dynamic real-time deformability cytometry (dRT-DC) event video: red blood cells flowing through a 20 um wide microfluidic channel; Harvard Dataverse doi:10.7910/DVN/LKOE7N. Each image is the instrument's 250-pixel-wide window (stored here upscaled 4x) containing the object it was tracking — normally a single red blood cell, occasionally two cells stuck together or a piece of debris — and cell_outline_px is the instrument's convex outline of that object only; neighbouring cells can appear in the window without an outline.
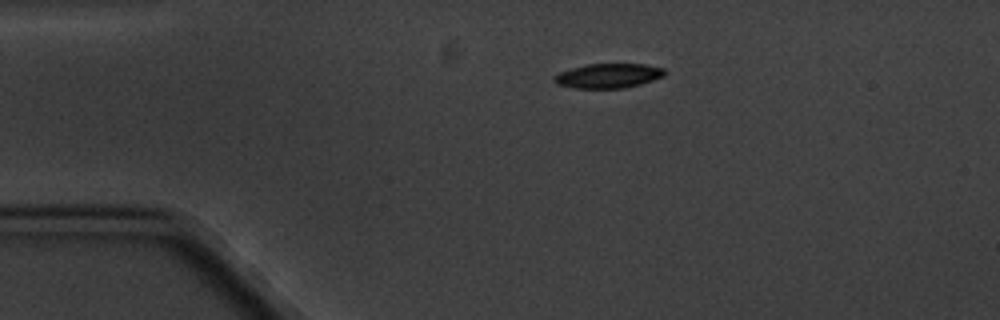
{"species": "common noctule bat (a hibernating species)", "species_latin": "Nyctalus noctula", "temperature_condition": "cold", "stored_images_in_passage": 8, "camera_frame_rate_fps": 3000, "um_per_image_px": 0.085, "animal": {"sex": "male", "body_mass_g": 20.1, "forearm_length_mm": 53.5}, "frame": {"image": 1, "passage_image": 1, "time_ms": 0.0, "image_size_px": [1000, 320], "cell_outline_px": [[668, 72], [664, 76], [640, 84], [624, 88], [572, 88], [556, 84], [552, 80], [552, 76], [560, 72], [572, 68], [588, 64], [644, 64], [664, 68]], "centroid_in_image_um": [51.69, 6.44], "position_along_channel_um": 33.3, "area_um2": 15.9}}
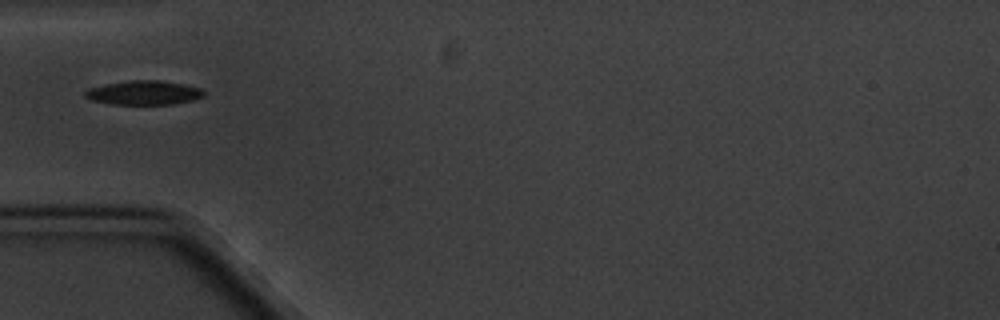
{"frame": {"image": 2, "passage_image": 3, "time_ms": 2.333, "image_size_px": [1000, 320], "cell_outline_px": [[204, 96], [192, 100], [172, 104], [112, 104], [88, 100], [84, 96], [84, 92], [88, 88], [104, 84], [132, 80], [156, 80], [184, 84], [200, 88], [204, 92]], "centroid_in_image_um": [12.17, 7.88], "position_along_channel_um": 72.8, "area_um2": 16.7}}
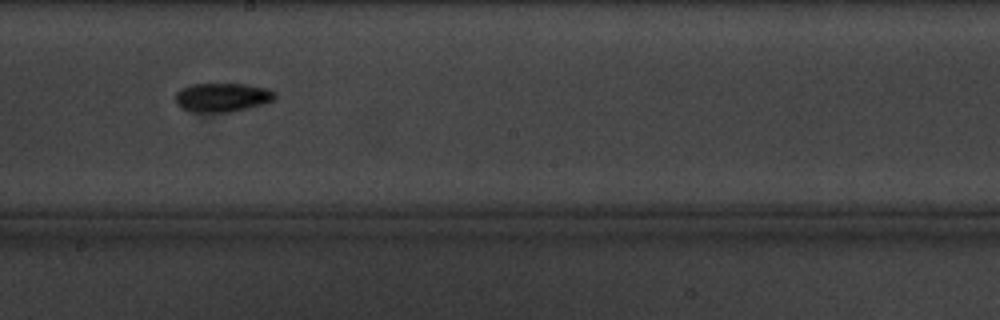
{"frame": {"image": 3, "passage_image": 7, "time_ms": 7.0, "image_size_px": [1000, 320], "cell_outline_px": [[276, 96], [272, 100], [264, 104], [248, 108], [228, 112], [192, 112], [180, 108], [176, 104], [176, 92], [180, 88], [192, 84], [244, 84], [264, 88], [276, 92]], "centroid_in_image_um": [18.85, 8.28], "position_along_channel_um": 229.3, "area_um2": 16.76}}